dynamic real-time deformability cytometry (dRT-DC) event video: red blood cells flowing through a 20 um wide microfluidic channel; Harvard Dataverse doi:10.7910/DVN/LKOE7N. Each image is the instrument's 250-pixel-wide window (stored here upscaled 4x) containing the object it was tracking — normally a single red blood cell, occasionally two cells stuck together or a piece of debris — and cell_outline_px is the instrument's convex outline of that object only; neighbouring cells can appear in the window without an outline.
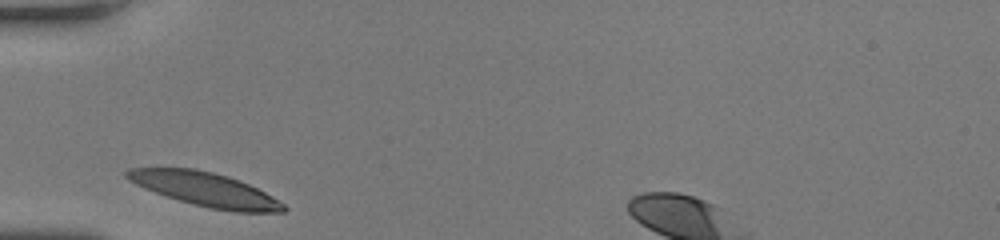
{"species": "human", "species_latin": "Homo sapiens", "temperature_condition": "room temperature", "stored_images_in_passage": 26, "camera_frame_rate_fps": 3000, "um_per_image_px": 0.085, "donor": {"sex": "female"}, "frame": {"image": 1, "passage_image": 1, "time_ms": 0.0, "image_size_px": [1000, 240], "cell_outline_px": [[288, 208], [284, 212], [236, 212], [212, 208], [192, 204], [144, 188], [128, 180], [124, 176], [124, 172], [128, 168], [196, 168], [228, 176], [248, 184], [272, 196], [284, 204]], "centroid_in_image_um": [17.43, 16.09], "position_along_channel_um": 67.6, "area_um2": 30.69}}
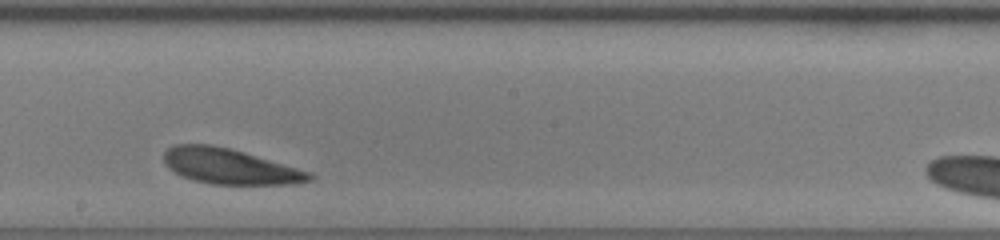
{"frame": {"image": 2, "passage_image": 14, "time_ms": 4.333, "image_size_px": [1000, 240], "cell_outline_px": [[312, 180], [296, 184], [212, 184], [196, 180], [184, 176], [168, 168], [164, 164], [164, 152], [172, 144], [212, 144], [244, 152], [296, 168], [308, 172], [312, 176]], "centroid_in_image_um": [19.48, 14.13], "position_along_channel_um": 228.7, "area_um2": 29.59}}
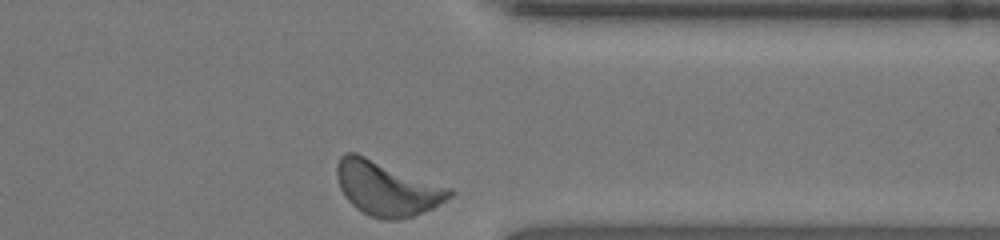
{"frame": {"image": 3, "passage_image": 26, "time_ms": 8.333, "image_size_px": [1000, 240], "cell_outline_px": [[456, 192], [452, 196], [432, 208], [412, 216], [400, 220], [380, 220], [356, 208], [344, 196], [340, 188], [336, 176], [336, 164], [340, 156], [344, 152], [356, 152], [452, 188]], "centroid_in_image_um": [32.87, 15.99], "position_along_channel_um": 378.5, "area_um2": 35.89}, "authors_computed_cell_mechanics": {"area_um2": 30.8652, "velocity_mm_per_s": 3.7892, "shape_relaxation_time_tau1_ms": 0.7178, "shape_relaxation_time_tau2_ms": 2.1817, "deformation_change_tau1": 0.0722, "deformation_change_tau2": 0.0781}}